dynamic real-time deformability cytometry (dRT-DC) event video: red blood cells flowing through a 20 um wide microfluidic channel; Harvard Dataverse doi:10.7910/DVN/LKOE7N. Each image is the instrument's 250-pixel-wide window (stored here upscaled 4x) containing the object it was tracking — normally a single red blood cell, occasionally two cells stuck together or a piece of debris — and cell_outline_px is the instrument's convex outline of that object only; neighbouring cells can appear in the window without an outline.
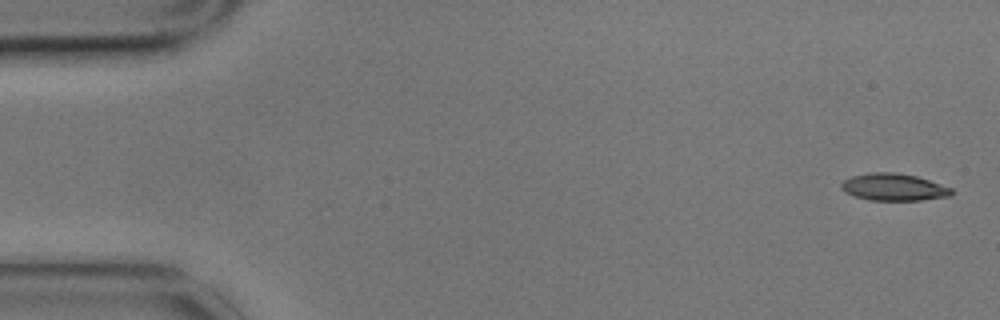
{"species": "common noctule bat (a hibernating species)", "species_latin": "Nyctalus noctula", "temperature_condition": "cold", "stored_images_in_passage": 4, "camera_frame_rate_fps": 3000, "um_per_image_px": 0.085, "animal": {"sex": "male", "body_mass_g": 17.9}, "frame": {"image": 1, "passage_image": 1, "time_ms": 0.0, "image_size_px": [1000, 320], "cell_outline_px": [[952, 192], [948, 196], [920, 200], [868, 200], [844, 192], [840, 188], [840, 184], [844, 180], [852, 176], [868, 172], [896, 172], [916, 176], [952, 188]], "centroid_in_image_um": [75.91, 15.9], "position_along_channel_um": 9.1, "area_um2": 17.34}}